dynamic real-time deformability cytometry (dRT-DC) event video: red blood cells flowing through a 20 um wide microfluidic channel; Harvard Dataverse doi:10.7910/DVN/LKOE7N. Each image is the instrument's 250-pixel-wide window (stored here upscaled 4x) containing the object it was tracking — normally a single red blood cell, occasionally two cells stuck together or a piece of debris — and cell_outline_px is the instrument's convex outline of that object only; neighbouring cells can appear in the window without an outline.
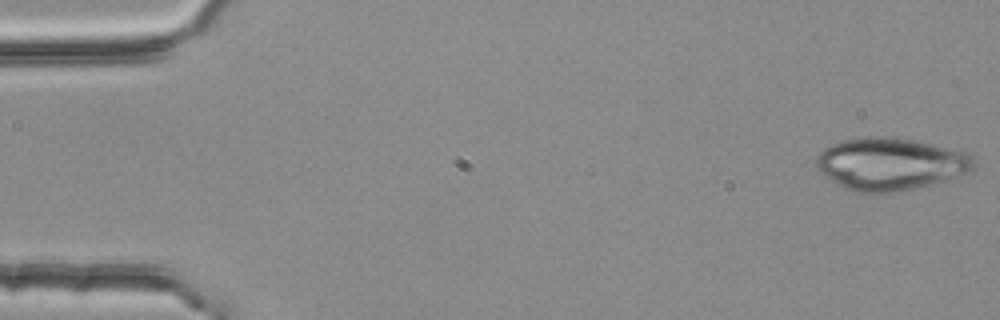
{"species": "common noctule bat (a hibernating species)", "species_latin": "Nyctalus noctula", "temperature_condition": "room temperature", "stored_images_in_passage": 53, "camera_frame_rate_fps": 3000, "um_per_image_px": 0.085, "animal": {"sex": "female", "body_mass_g": 25.1}, "frame": {"image": 1, "passage_image": 1, "time_ms": 0.0, "image_size_px": [1000, 320], "cell_outline_px": [[976, 168], [972, 172], [928, 184], [896, 192], [856, 192], [844, 188], [836, 184], [824, 176], [816, 168], [816, 156], [824, 148], [832, 144], [844, 140], [872, 136], [880, 136], [916, 140], [964, 152], [972, 156], [976, 160]], "centroid_in_image_um": [75.67, 13.93], "position_along_channel_um": 9.3, "area_um2": 47.92}}
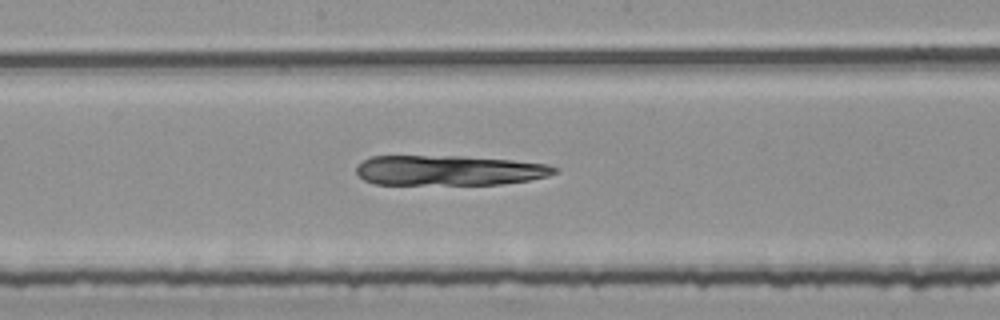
{"frame": {"image": 2, "passage_image": 28, "time_ms": 9.0, "image_size_px": [1000, 320], "cell_outline_px": [[560, 172], [548, 176], [528, 180], [500, 184], [372, 184], [364, 180], [356, 172], [356, 168], [364, 160], [372, 156], [460, 156], [512, 160], [544, 164], [560, 168]], "centroid_in_image_um": [38.19, 14.48], "position_along_channel_um": 210.0, "area_um2": 34.68}}
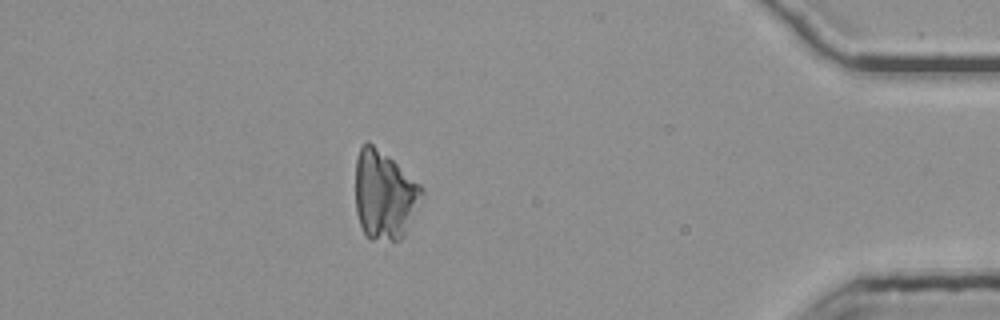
{"frame": {"image": 3, "passage_image": 47, "time_ms": 15.333, "image_size_px": [1000, 320], "cell_outline_px": [[424, 196], [404, 236], [400, 240], [372, 240], [364, 236], [356, 212], [356, 156], [360, 148], [368, 140], [388, 156], [420, 184], [424, 188]], "centroid_in_image_um": [32.68, 16.59], "position_along_channel_um": 402.5, "area_um2": 34.56}}